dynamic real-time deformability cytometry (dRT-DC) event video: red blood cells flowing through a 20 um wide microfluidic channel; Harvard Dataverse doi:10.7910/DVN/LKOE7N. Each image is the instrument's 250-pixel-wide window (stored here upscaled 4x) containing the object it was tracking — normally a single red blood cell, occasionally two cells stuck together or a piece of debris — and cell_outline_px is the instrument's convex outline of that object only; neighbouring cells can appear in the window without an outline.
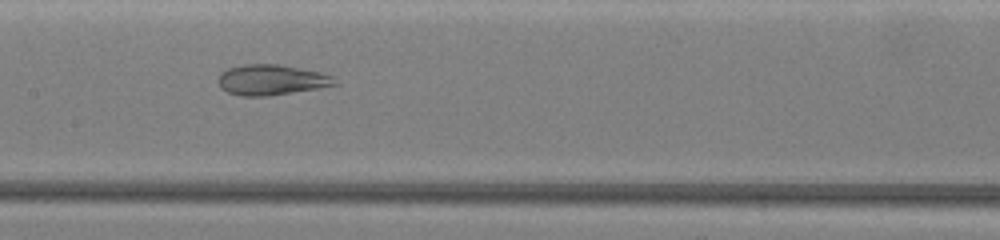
{"species": "common noctule bat (a hibernating species)", "species_latin": "Nyctalus noctula", "temperature_condition": "warm", "stored_images_in_passage": 48, "camera_frame_rate_fps": 3000, "um_per_image_px": 0.085, "animal": {"sex": "female", "body_mass_g": 19.5, "forearm_length_mm": 54.1}, "frame": {"image": 1, "passage_image": 31, "time_ms": 13.0, "image_size_px": [1000, 240], "cell_outline_px": [[340, 84], [268, 96], [240, 96], [228, 92], [220, 88], [216, 80], [220, 72], [228, 68], [244, 64], [280, 64], [320, 72], [332, 76]], "centroid_in_image_um": [23.02, 6.78], "position_along_channel_um": 184.4, "area_um2": 20.81}}
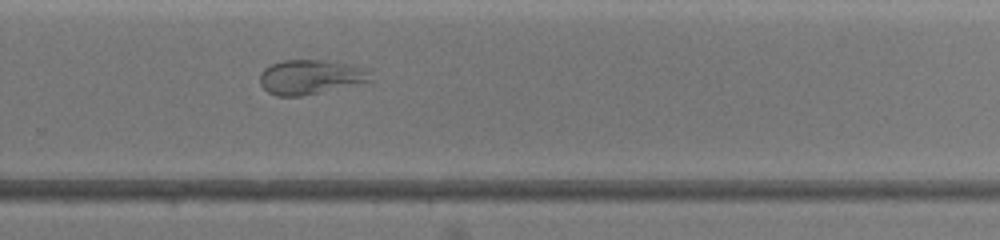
{"frame": {"image": 2, "passage_image": 38, "time_ms": 17.0, "image_size_px": [1000, 240], "cell_outline_px": [[372, 80], [300, 96], [276, 96], [268, 92], [260, 84], [260, 72], [264, 68], [272, 64], [284, 60], [324, 60], [348, 64], [364, 68], [368, 72]], "centroid_in_image_um": [26.31, 6.53], "position_along_channel_um": 303.5, "area_um2": 21.79}}
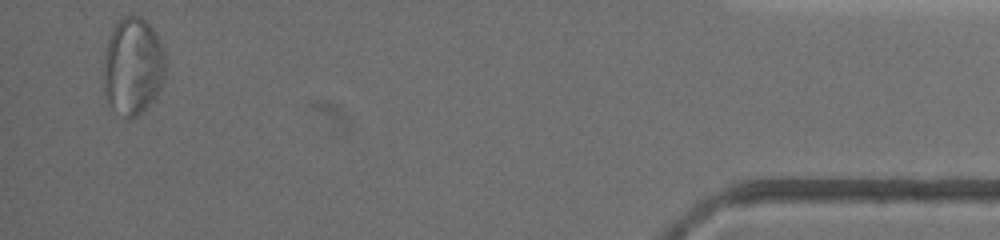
{"frame": {"image": 3, "passage_image": 48, "time_ms": 23.333, "image_size_px": [1000, 240], "cell_outline_px": [[164, 76], [156, 96], [136, 116], [128, 120], [108, 100], [104, 92], [104, 52], [112, 28], [124, 16], [140, 16], [152, 28], [164, 48]], "centroid_in_image_um": [11.29, 5.6], "position_along_channel_um": 423.9, "area_um2": 34.51}}